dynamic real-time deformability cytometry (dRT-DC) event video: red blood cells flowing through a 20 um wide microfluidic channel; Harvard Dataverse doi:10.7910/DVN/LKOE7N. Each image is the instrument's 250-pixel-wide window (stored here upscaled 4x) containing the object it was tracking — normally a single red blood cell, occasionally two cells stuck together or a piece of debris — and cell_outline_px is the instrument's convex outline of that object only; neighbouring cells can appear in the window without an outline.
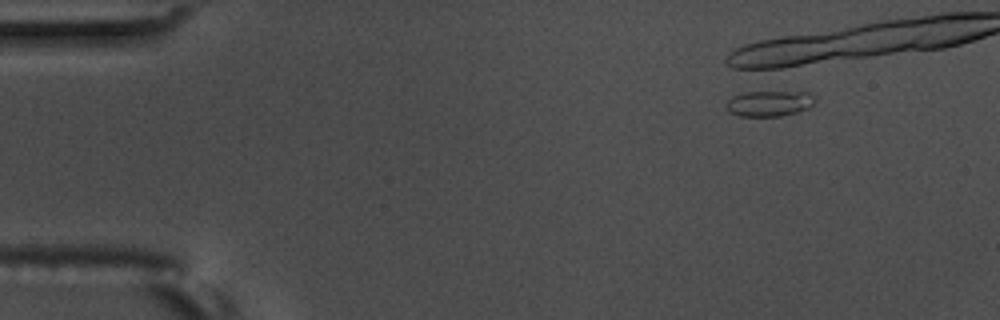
{"species": "common noctule bat (a hibernating species)", "species_latin": "Nyctalus noctula", "temperature_condition": "warm", "stored_images_in_passage": 3, "camera_frame_rate_fps": 3000, "um_per_image_px": 0.085, "animal": {"sex": "male", "body_mass_g": 17.5, "forearm_length_mm": 52.3}, "frame": {"image": 1, "passage_image": 1, "time_ms": 0.0, "image_size_px": [1000, 320], "cell_outline_px": [[816, 100], [808, 108], [796, 112], [780, 116], [740, 116], [728, 112], [724, 104], [732, 96], [744, 92], [808, 92]], "centroid_in_image_um": [65.33, 8.79], "position_along_channel_um": 19.7, "area_um2": 13.24}}